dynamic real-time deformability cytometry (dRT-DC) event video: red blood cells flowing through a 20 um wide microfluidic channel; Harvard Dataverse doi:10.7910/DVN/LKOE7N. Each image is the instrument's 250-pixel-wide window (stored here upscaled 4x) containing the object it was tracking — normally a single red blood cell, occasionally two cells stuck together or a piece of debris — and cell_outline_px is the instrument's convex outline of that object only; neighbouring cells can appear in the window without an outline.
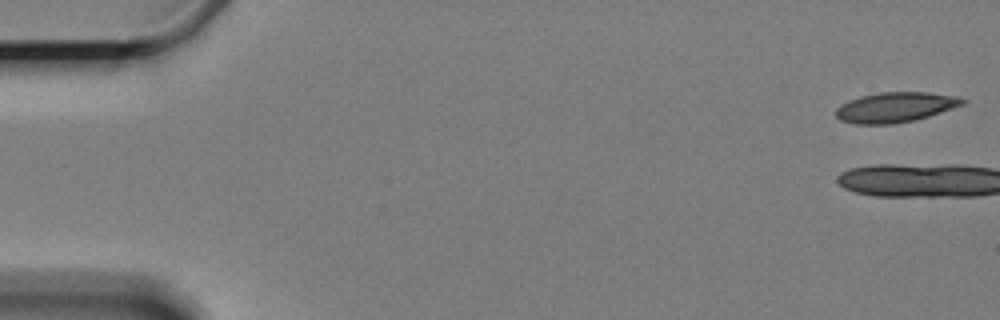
{"species": "Egyptian fruit bat (a non-hibernating species)", "species_latin": "Rousettus aegyptiacus", "temperature_condition": "cold", "stored_images_in_passage": 3, "camera_frame_rate_fps": 3000, "um_per_image_px": 0.085, "animal": {"sex": "female"}, "frame": {"image": 1, "passage_image": 1, "time_ms": 0.0, "image_size_px": [1000, 320], "cell_outline_px": [[968, 100], [964, 104], [928, 116], [912, 120], [892, 124], [856, 124], [840, 120], [836, 116], [836, 108], [840, 104], [848, 100], [860, 96], [880, 92], [928, 92], [960, 96]], "centroid_in_image_um": [76.1, 9.1], "position_along_channel_um": 8.9, "area_um2": 22.25}}